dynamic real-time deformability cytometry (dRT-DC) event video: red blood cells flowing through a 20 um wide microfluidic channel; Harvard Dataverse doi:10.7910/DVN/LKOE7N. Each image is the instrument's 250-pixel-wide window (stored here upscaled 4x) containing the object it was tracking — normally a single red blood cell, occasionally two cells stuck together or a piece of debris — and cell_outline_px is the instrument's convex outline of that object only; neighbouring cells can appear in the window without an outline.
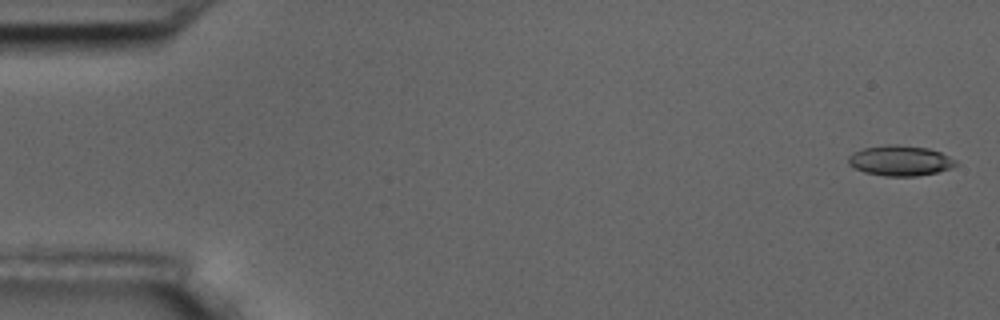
{"species": "common noctule bat (a hibernating species)", "species_latin": "Nyctalus noctula", "temperature_condition": "room temperature", "stored_images_in_passage": 8, "camera_frame_rate_fps": 3000, "um_per_image_px": 0.085, "animal": {"sex": "male", "body_mass_g": 17.5, "forearm_length_mm": 52.3}, "frame": {"image": 1, "passage_image": 1, "time_ms": 0.0, "image_size_px": [1000, 320], "cell_outline_px": [[960, 164], [952, 168], [936, 172], [916, 176], [884, 176], [864, 172], [848, 164], [848, 156], [852, 152], [864, 148], [884, 144], [896, 144], [928, 148], [940, 152], [956, 160]], "centroid_in_image_um": [76.51, 13.65], "position_along_channel_um": 8.5, "area_um2": 19.13}}
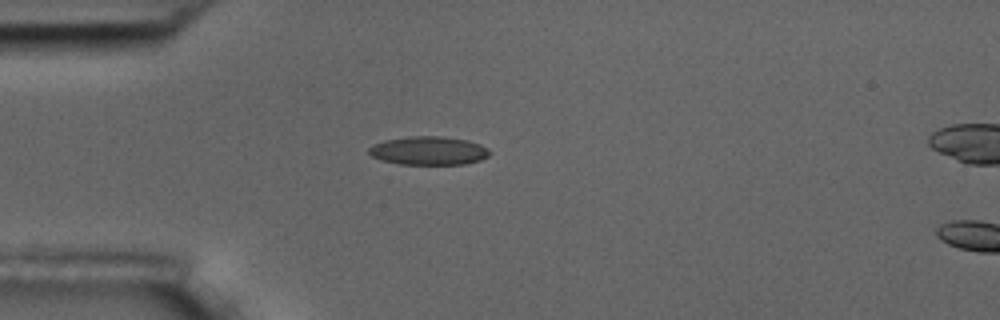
{"frame": {"image": 2, "passage_image": 5, "time_ms": 4.667, "image_size_px": [1000, 320], "cell_outline_px": [[492, 152], [488, 156], [480, 160], [464, 164], [400, 164], [380, 160], [372, 156], [368, 152], [368, 148], [372, 144], [384, 140], [408, 136], [444, 136], [468, 140], [480, 144], [488, 148]], "centroid_in_image_um": [36.43, 12.8], "position_along_channel_um": 48.6, "area_um2": 20.29}}